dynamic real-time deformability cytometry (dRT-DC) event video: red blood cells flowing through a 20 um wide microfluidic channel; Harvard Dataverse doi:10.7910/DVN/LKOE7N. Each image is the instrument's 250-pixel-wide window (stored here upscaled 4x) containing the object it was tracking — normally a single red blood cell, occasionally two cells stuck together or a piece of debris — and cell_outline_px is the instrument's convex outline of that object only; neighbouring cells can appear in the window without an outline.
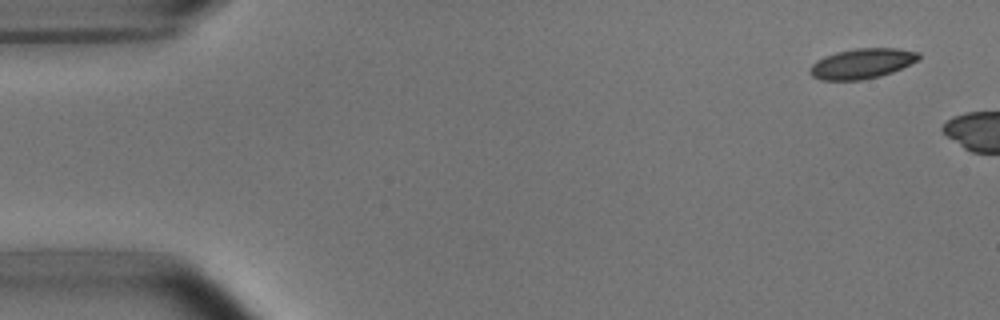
{"species": "common noctule bat (a hibernating species)", "species_latin": "Nyctalus noctula", "temperature_condition": "room temperature", "stored_images_in_passage": 2, "camera_frame_rate_fps": 3000, "um_per_image_px": 0.085, "animal": {"sex": "male", "body_mass_g": 15.6}, "frame": {"image": 1, "passage_image": 1, "time_ms": 0.0, "image_size_px": [1000, 320], "cell_outline_px": [[920, 60], [892, 72], [880, 76], [860, 80], [820, 80], [812, 76], [808, 72], [808, 68], [816, 60], [824, 56], [836, 52], [856, 48], [896, 48], [920, 52]], "centroid_in_image_um": [73.25, 5.4], "position_along_channel_um": 11.7, "area_um2": 19.31}}